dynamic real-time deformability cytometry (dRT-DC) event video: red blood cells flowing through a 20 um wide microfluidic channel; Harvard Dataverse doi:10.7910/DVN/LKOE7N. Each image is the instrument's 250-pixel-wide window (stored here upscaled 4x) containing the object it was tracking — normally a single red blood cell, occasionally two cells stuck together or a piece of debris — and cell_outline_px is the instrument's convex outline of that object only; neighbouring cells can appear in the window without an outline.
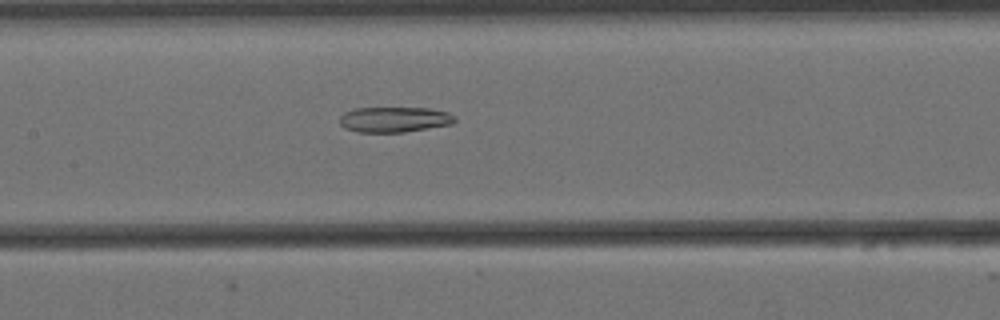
{"species": "Egyptian fruit bat (a non-hibernating species)", "species_latin": "Rousettus aegyptiacus", "temperature_condition": "cold", "stored_images_in_passage": 53, "camera_frame_rate_fps": 3000, "um_per_image_px": 0.085, "animal": {"sex": "female"}, "frame": {"image": 1, "passage_image": 26, "time_ms": 8.333, "image_size_px": [1000, 320], "cell_outline_px": [[456, 120], [452, 124], [404, 132], [356, 132], [344, 128], [340, 124], [340, 116], [344, 112], [352, 108], [428, 108], [448, 112], [456, 116]], "centroid_in_image_um": [33.5, 10.15], "position_along_channel_um": 173.9, "area_um2": 17.17}}
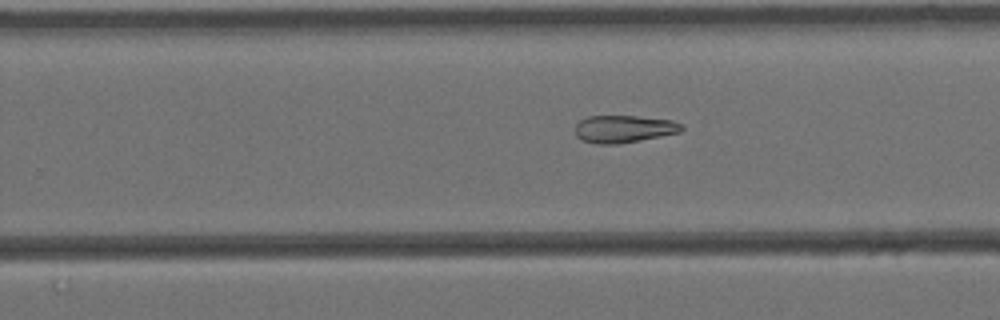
{"frame": {"image": 2, "passage_image": 35, "time_ms": 11.333, "image_size_px": [1000, 320], "cell_outline_px": [[684, 128], [680, 132], [660, 136], [616, 144], [596, 144], [580, 140], [576, 136], [576, 124], [580, 120], [588, 116], [636, 116], [672, 120], [680, 124]], "centroid_in_image_um": [52.98, 10.96], "position_along_channel_um": 276.8, "area_um2": 16.88}}
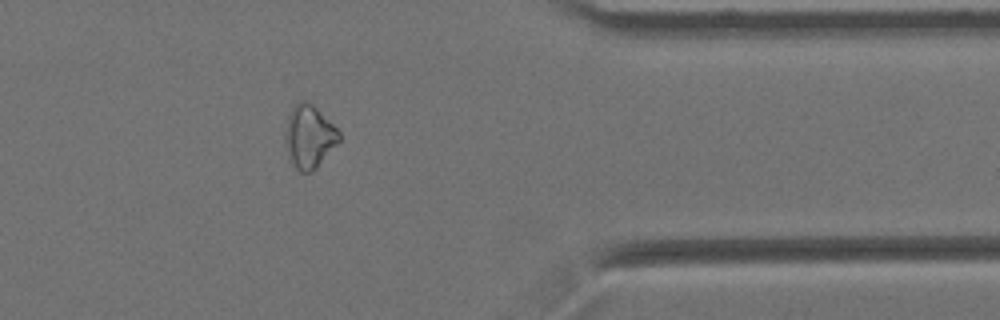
{"frame": {"image": 3, "passage_image": 46, "time_ms": 15.0, "image_size_px": [1000, 320], "cell_outline_px": [[340, 140], [316, 168], [312, 172], [300, 172], [288, 160], [284, 144], [284, 136], [288, 116], [292, 104], [300, 100], [308, 100], [340, 132]], "centroid_in_image_um": [26.22, 11.61], "position_along_channel_um": 385.2, "area_um2": 20.0}}